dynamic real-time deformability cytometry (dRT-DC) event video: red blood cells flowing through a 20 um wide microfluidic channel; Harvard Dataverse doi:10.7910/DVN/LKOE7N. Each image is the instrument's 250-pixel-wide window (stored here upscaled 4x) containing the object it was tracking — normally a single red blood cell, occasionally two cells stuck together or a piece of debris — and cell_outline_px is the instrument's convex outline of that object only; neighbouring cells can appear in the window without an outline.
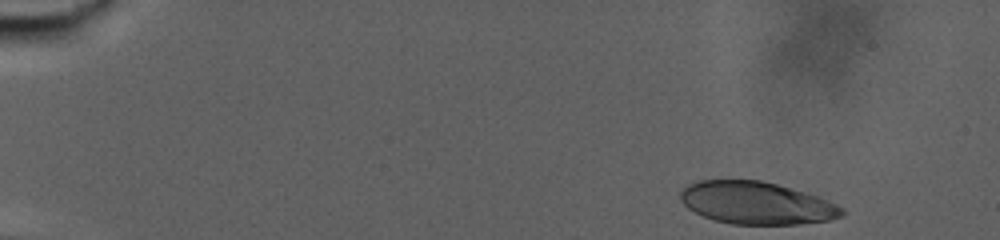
{"species": "human", "species_latin": "Homo sapiens", "temperature_condition": "warm", "stored_images_in_passage": 58, "camera_frame_rate_fps": 3000, "um_per_image_px": 0.085, "donor": {"sex": "male"}, "frame": {"image": 1, "passage_image": 1, "time_ms": 0.0, "image_size_px": [1000, 240], "cell_outline_px": [[844, 212], [840, 216], [828, 220], [796, 224], [732, 224], [716, 220], [704, 216], [688, 208], [680, 200], [680, 192], [688, 184], [696, 180], [760, 180], [776, 184], [820, 196], [844, 208]], "centroid_in_image_um": [64.29, 17.24], "position_along_channel_um": 20.7, "area_um2": 39.77}}
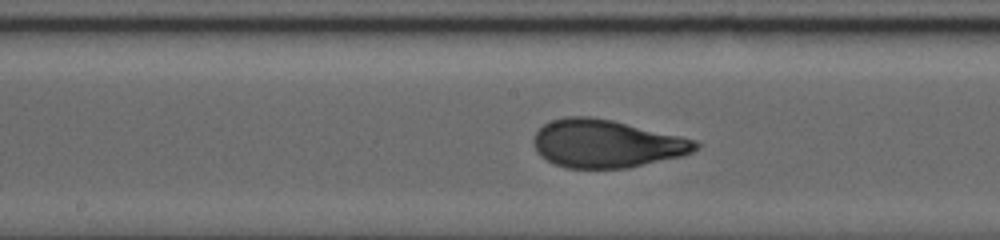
{"frame": {"image": 2, "passage_image": 34, "time_ms": 11.0, "image_size_px": [1000, 240], "cell_outline_px": [[700, 144], [692, 152], [684, 156], [628, 168], [564, 168], [540, 156], [536, 152], [532, 144], [532, 136], [544, 124], [552, 120], [564, 116], [592, 116], [612, 120], [680, 136], [696, 140]], "centroid_in_image_um": [51.51, 12.21], "position_along_channel_um": 196.7, "area_um2": 45.49}}
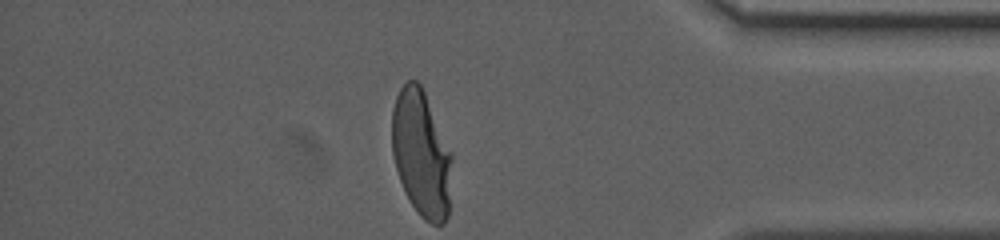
{"frame": {"image": 3, "passage_image": 58, "time_ms": 19.0, "image_size_px": [1000, 240], "cell_outline_px": [[452, 160], [448, 216], [444, 224], [432, 224], [424, 220], [416, 212], [400, 180], [396, 168], [392, 152], [392, 108], [396, 96], [400, 88], [408, 80], [416, 80], [420, 84], [424, 92], [452, 152]], "centroid_in_image_um": [35.82, 13.07], "position_along_channel_um": 399.4, "area_um2": 44.16}, "authors_computed_cell_mechanics": {"area_um2": 44.2459, "velocity_mm_per_s": 2.8206, "shape_relaxation_time_tau1_ms": 6.7477, "shape_relaxation_time_tau2_ms": null, "deformation_change_tau1": 0.2425, "deformation_change_tau2": null}}